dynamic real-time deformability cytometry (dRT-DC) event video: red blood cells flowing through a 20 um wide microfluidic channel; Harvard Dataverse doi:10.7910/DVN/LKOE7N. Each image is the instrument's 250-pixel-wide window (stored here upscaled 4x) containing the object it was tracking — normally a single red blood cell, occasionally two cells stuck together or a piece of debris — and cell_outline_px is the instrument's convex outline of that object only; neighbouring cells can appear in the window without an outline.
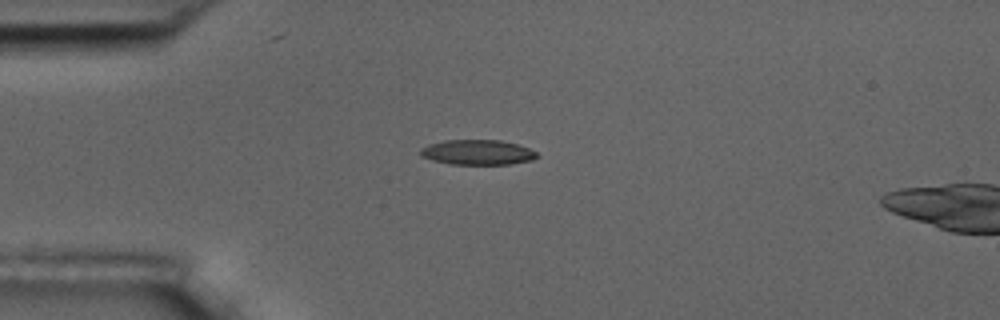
{"species": "common noctule bat (a hibernating species)", "species_latin": "Nyctalus noctula", "temperature_condition": "room temperature", "stored_images_in_passage": 6, "camera_frame_rate_fps": 3000, "um_per_image_px": 0.085, "animal": {"sex": "male", "body_mass_g": 17.5, "forearm_length_mm": 52.3}, "frame": {"image": 1, "passage_image": 1, "time_ms": 0.0, "image_size_px": [1000, 320], "cell_outline_px": [[540, 156], [532, 160], [512, 164], [452, 164], [432, 160], [420, 156], [420, 148], [428, 144], [444, 140], [500, 140], [516, 144], [528, 148], [536, 152]], "centroid_in_image_um": [40.58, 12.94], "position_along_channel_um": 44.4, "area_um2": 17.05}}
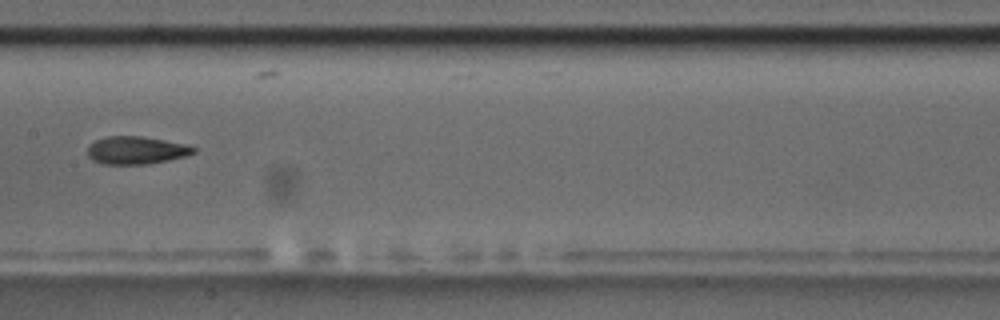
{"frame": {"image": 2, "passage_image": 5, "time_ms": 4.667, "image_size_px": [1000, 320], "cell_outline_px": [[196, 152], [184, 156], [168, 160], [148, 164], [104, 164], [92, 160], [88, 156], [88, 144], [96, 140], [108, 136], [144, 136], [188, 144], [196, 148]], "centroid_in_image_um": [11.58, 12.76], "position_along_channel_um": 195.8, "area_um2": 17.28}}